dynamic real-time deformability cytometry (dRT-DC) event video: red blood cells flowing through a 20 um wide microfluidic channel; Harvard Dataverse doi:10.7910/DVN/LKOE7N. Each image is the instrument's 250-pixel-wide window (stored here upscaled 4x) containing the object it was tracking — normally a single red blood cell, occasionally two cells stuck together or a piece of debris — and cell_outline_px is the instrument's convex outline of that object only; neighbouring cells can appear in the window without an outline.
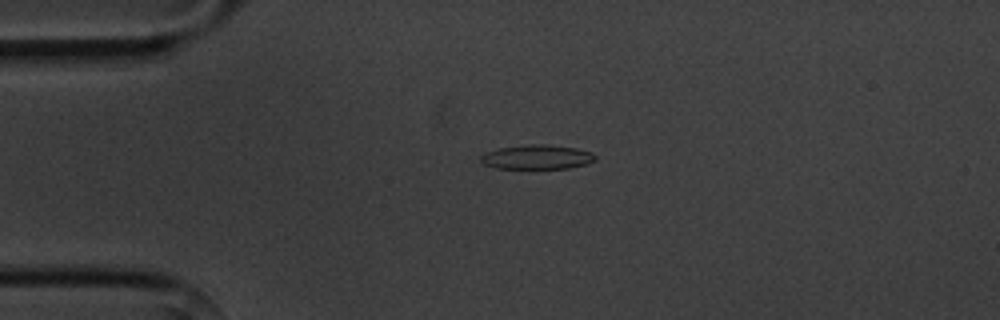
{"species": "common noctule bat (a hibernating species)", "species_latin": "Nyctalus noctula", "temperature_condition": "cold", "stored_images_in_passage": 4, "camera_frame_rate_fps": 3000, "um_per_image_px": 0.085, "animal": {"sex": "male", "body_mass_g": 20.1, "forearm_length_mm": 53.5}, "frame": {"image": 1, "passage_image": 3, "time_ms": 3.0, "image_size_px": [1000, 320], "cell_outline_px": [[596, 160], [588, 164], [568, 168], [496, 168], [480, 164], [480, 156], [484, 152], [500, 148], [528, 144], [548, 144], [576, 148], [592, 152], [596, 156]], "centroid_in_image_um": [45.63, 13.34], "position_along_channel_um": 39.4, "area_um2": 16.47}}